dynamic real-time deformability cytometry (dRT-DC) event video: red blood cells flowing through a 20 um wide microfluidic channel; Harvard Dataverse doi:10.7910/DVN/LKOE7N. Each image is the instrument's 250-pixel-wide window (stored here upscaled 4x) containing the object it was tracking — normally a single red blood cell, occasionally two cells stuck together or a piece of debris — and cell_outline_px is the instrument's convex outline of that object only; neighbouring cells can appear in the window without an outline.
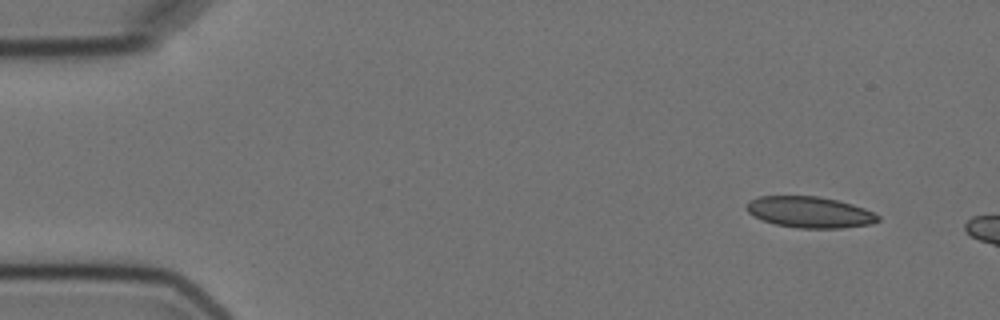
{"species": "Egyptian fruit bat (a non-hibernating species)", "species_latin": "Rousettus aegyptiacus", "temperature_condition": "cold", "stored_images_in_passage": 3, "camera_frame_rate_fps": 3000, "um_per_image_px": 0.085, "animal": {"sex": "female"}, "frame": {"image": 1, "passage_image": 1, "time_ms": 0.0, "image_size_px": [1000, 320], "cell_outline_px": [[880, 220], [872, 224], [840, 228], [800, 228], [776, 224], [752, 216], [744, 208], [744, 204], [748, 200], [760, 196], [820, 196], [852, 204], [876, 212], [880, 216]], "centroid_in_image_um": [68.82, 18.02], "position_along_channel_um": 16.2, "area_um2": 24.1}}